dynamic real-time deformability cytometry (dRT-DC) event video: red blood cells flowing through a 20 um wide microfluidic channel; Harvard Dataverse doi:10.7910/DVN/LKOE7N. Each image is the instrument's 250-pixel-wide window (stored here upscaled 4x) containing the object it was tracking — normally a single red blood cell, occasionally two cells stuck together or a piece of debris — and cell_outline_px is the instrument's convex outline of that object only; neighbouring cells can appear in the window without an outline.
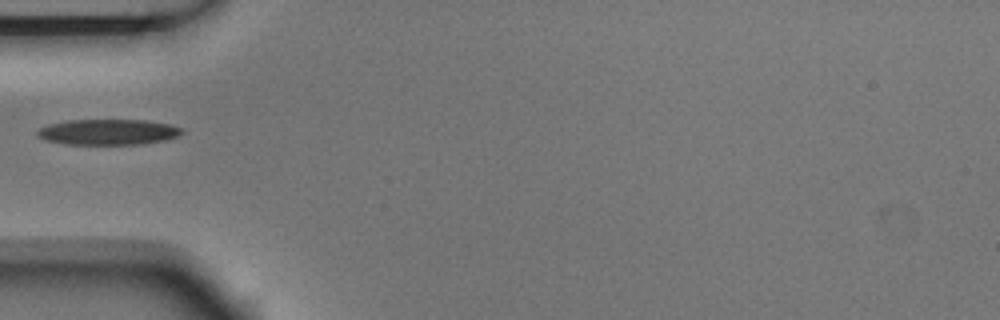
{"species": "Egyptian fruit bat (a non-hibernating species)", "species_latin": "Rousettus aegyptiacus", "temperature_condition": "room temperature", "stored_images_in_passage": 5, "camera_frame_rate_fps": 3000, "um_per_image_px": 0.085, "animal": {"sex": "male"}, "frame": {"image": 1, "passage_image": 5, "time_ms": 1.333, "image_size_px": [1000, 320], "cell_outline_px": [[184, 132], [180, 136], [168, 140], [144, 144], [64, 144], [44, 140], [36, 136], [36, 132], [40, 128], [48, 124], [68, 120], [144, 120], [168, 124], [184, 128]], "centroid_in_image_um": [9.22, 11.23], "position_along_channel_um": 75.8, "area_um2": 21.91}}